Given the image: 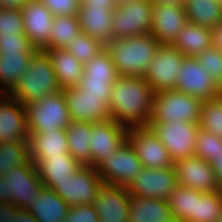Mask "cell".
Wrapping results in <instances>:
<instances>
[{
  "label": "cell",
  "mask_w": 222,
  "mask_h": 222,
  "mask_svg": "<svg viewBox=\"0 0 222 222\" xmlns=\"http://www.w3.org/2000/svg\"><path fill=\"white\" fill-rule=\"evenodd\" d=\"M154 94L143 77L119 76L108 105L111 119L128 129L149 126Z\"/></svg>",
  "instance_id": "obj_1"
},
{
  "label": "cell",
  "mask_w": 222,
  "mask_h": 222,
  "mask_svg": "<svg viewBox=\"0 0 222 222\" xmlns=\"http://www.w3.org/2000/svg\"><path fill=\"white\" fill-rule=\"evenodd\" d=\"M159 42L149 33L116 38L105 45L119 76L143 77Z\"/></svg>",
  "instance_id": "obj_2"
},
{
  "label": "cell",
  "mask_w": 222,
  "mask_h": 222,
  "mask_svg": "<svg viewBox=\"0 0 222 222\" xmlns=\"http://www.w3.org/2000/svg\"><path fill=\"white\" fill-rule=\"evenodd\" d=\"M59 90L50 55L46 50L40 49L33 54L28 70L18 79L8 95L27 105Z\"/></svg>",
  "instance_id": "obj_3"
},
{
  "label": "cell",
  "mask_w": 222,
  "mask_h": 222,
  "mask_svg": "<svg viewBox=\"0 0 222 222\" xmlns=\"http://www.w3.org/2000/svg\"><path fill=\"white\" fill-rule=\"evenodd\" d=\"M28 133L64 129L72 121L63 90L25 105Z\"/></svg>",
  "instance_id": "obj_4"
},
{
  "label": "cell",
  "mask_w": 222,
  "mask_h": 222,
  "mask_svg": "<svg viewBox=\"0 0 222 222\" xmlns=\"http://www.w3.org/2000/svg\"><path fill=\"white\" fill-rule=\"evenodd\" d=\"M42 182L46 188L56 192L70 207L92 204L103 185L96 167L83 165L64 181Z\"/></svg>",
  "instance_id": "obj_5"
},
{
  "label": "cell",
  "mask_w": 222,
  "mask_h": 222,
  "mask_svg": "<svg viewBox=\"0 0 222 222\" xmlns=\"http://www.w3.org/2000/svg\"><path fill=\"white\" fill-rule=\"evenodd\" d=\"M201 103L200 99L176 89L155 93L150 123L179 120L199 124Z\"/></svg>",
  "instance_id": "obj_6"
},
{
  "label": "cell",
  "mask_w": 222,
  "mask_h": 222,
  "mask_svg": "<svg viewBox=\"0 0 222 222\" xmlns=\"http://www.w3.org/2000/svg\"><path fill=\"white\" fill-rule=\"evenodd\" d=\"M153 4L149 0H130L113 9V39L149 34Z\"/></svg>",
  "instance_id": "obj_7"
},
{
  "label": "cell",
  "mask_w": 222,
  "mask_h": 222,
  "mask_svg": "<svg viewBox=\"0 0 222 222\" xmlns=\"http://www.w3.org/2000/svg\"><path fill=\"white\" fill-rule=\"evenodd\" d=\"M119 77L111 56L104 48L96 57L83 65V74L77 87L87 94L98 96L107 105L110 103L113 83Z\"/></svg>",
  "instance_id": "obj_8"
},
{
  "label": "cell",
  "mask_w": 222,
  "mask_h": 222,
  "mask_svg": "<svg viewBox=\"0 0 222 222\" xmlns=\"http://www.w3.org/2000/svg\"><path fill=\"white\" fill-rule=\"evenodd\" d=\"M142 168L143 164L128 140L96 166L104 184L122 187H127Z\"/></svg>",
  "instance_id": "obj_9"
},
{
  "label": "cell",
  "mask_w": 222,
  "mask_h": 222,
  "mask_svg": "<svg viewBox=\"0 0 222 222\" xmlns=\"http://www.w3.org/2000/svg\"><path fill=\"white\" fill-rule=\"evenodd\" d=\"M149 127L164 144L173 162L195 156V143L199 131L198 123L171 121L150 123Z\"/></svg>",
  "instance_id": "obj_10"
},
{
  "label": "cell",
  "mask_w": 222,
  "mask_h": 222,
  "mask_svg": "<svg viewBox=\"0 0 222 222\" xmlns=\"http://www.w3.org/2000/svg\"><path fill=\"white\" fill-rule=\"evenodd\" d=\"M185 56L172 45H160L143 76L155 93L176 89L177 72Z\"/></svg>",
  "instance_id": "obj_11"
},
{
  "label": "cell",
  "mask_w": 222,
  "mask_h": 222,
  "mask_svg": "<svg viewBox=\"0 0 222 222\" xmlns=\"http://www.w3.org/2000/svg\"><path fill=\"white\" fill-rule=\"evenodd\" d=\"M178 179L173 166L162 168H142L126 187L130 196L166 200L178 187Z\"/></svg>",
  "instance_id": "obj_12"
},
{
  "label": "cell",
  "mask_w": 222,
  "mask_h": 222,
  "mask_svg": "<svg viewBox=\"0 0 222 222\" xmlns=\"http://www.w3.org/2000/svg\"><path fill=\"white\" fill-rule=\"evenodd\" d=\"M176 90L205 101L222 94V90L195 57H185L177 72Z\"/></svg>",
  "instance_id": "obj_13"
},
{
  "label": "cell",
  "mask_w": 222,
  "mask_h": 222,
  "mask_svg": "<svg viewBox=\"0 0 222 222\" xmlns=\"http://www.w3.org/2000/svg\"><path fill=\"white\" fill-rule=\"evenodd\" d=\"M178 184L203 193L222 190L215 174L213 164L204 159L191 156L173 163Z\"/></svg>",
  "instance_id": "obj_14"
},
{
  "label": "cell",
  "mask_w": 222,
  "mask_h": 222,
  "mask_svg": "<svg viewBox=\"0 0 222 222\" xmlns=\"http://www.w3.org/2000/svg\"><path fill=\"white\" fill-rule=\"evenodd\" d=\"M127 140L144 168L173 166L167 149L149 126L128 129Z\"/></svg>",
  "instance_id": "obj_15"
},
{
  "label": "cell",
  "mask_w": 222,
  "mask_h": 222,
  "mask_svg": "<svg viewBox=\"0 0 222 222\" xmlns=\"http://www.w3.org/2000/svg\"><path fill=\"white\" fill-rule=\"evenodd\" d=\"M8 178L9 194L12 196L13 204L22 209L34 206V197H37L45 188L41 178L38 176L35 164L16 166L6 173Z\"/></svg>",
  "instance_id": "obj_16"
},
{
  "label": "cell",
  "mask_w": 222,
  "mask_h": 222,
  "mask_svg": "<svg viewBox=\"0 0 222 222\" xmlns=\"http://www.w3.org/2000/svg\"><path fill=\"white\" fill-rule=\"evenodd\" d=\"M128 128L112 119L91 123L90 152L91 164L96 167L105 156L111 155L127 140Z\"/></svg>",
  "instance_id": "obj_17"
},
{
  "label": "cell",
  "mask_w": 222,
  "mask_h": 222,
  "mask_svg": "<svg viewBox=\"0 0 222 222\" xmlns=\"http://www.w3.org/2000/svg\"><path fill=\"white\" fill-rule=\"evenodd\" d=\"M130 198L126 187L103 183L92 203L99 222H129Z\"/></svg>",
  "instance_id": "obj_18"
},
{
  "label": "cell",
  "mask_w": 222,
  "mask_h": 222,
  "mask_svg": "<svg viewBox=\"0 0 222 222\" xmlns=\"http://www.w3.org/2000/svg\"><path fill=\"white\" fill-rule=\"evenodd\" d=\"M24 34L30 44L40 50L48 49V42L54 15L39 0H29L21 9Z\"/></svg>",
  "instance_id": "obj_19"
},
{
  "label": "cell",
  "mask_w": 222,
  "mask_h": 222,
  "mask_svg": "<svg viewBox=\"0 0 222 222\" xmlns=\"http://www.w3.org/2000/svg\"><path fill=\"white\" fill-rule=\"evenodd\" d=\"M29 140L25 105L0 94V144Z\"/></svg>",
  "instance_id": "obj_20"
},
{
  "label": "cell",
  "mask_w": 222,
  "mask_h": 222,
  "mask_svg": "<svg viewBox=\"0 0 222 222\" xmlns=\"http://www.w3.org/2000/svg\"><path fill=\"white\" fill-rule=\"evenodd\" d=\"M187 22L184 7L169 4L153 5L150 34L160 45H172Z\"/></svg>",
  "instance_id": "obj_21"
},
{
  "label": "cell",
  "mask_w": 222,
  "mask_h": 222,
  "mask_svg": "<svg viewBox=\"0 0 222 222\" xmlns=\"http://www.w3.org/2000/svg\"><path fill=\"white\" fill-rule=\"evenodd\" d=\"M64 93L72 120L97 123L111 119L108 105L98 96L87 94L77 86L64 90Z\"/></svg>",
  "instance_id": "obj_22"
},
{
  "label": "cell",
  "mask_w": 222,
  "mask_h": 222,
  "mask_svg": "<svg viewBox=\"0 0 222 222\" xmlns=\"http://www.w3.org/2000/svg\"><path fill=\"white\" fill-rule=\"evenodd\" d=\"M77 16L82 33L99 40L104 46L113 40V10L110 7H87L81 4Z\"/></svg>",
  "instance_id": "obj_23"
},
{
  "label": "cell",
  "mask_w": 222,
  "mask_h": 222,
  "mask_svg": "<svg viewBox=\"0 0 222 222\" xmlns=\"http://www.w3.org/2000/svg\"><path fill=\"white\" fill-rule=\"evenodd\" d=\"M29 144L32 162L47 156H64L69 153L66 128L29 133Z\"/></svg>",
  "instance_id": "obj_24"
},
{
  "label": "cell",
  "mask_w": 222,
  "mask_h": 222,
  "mask_svg": "<svg viewBox=\"0 0 222 222\" xmlns=\"http://www.w3.org/2000/svg\"><path fill=\"white\" fill-rule=\"evenodd\" d=\"M45 50L50 55L52 68L56 74L60 90L75 88L82 77L83 64L65 48H48Z\"/></svg>",
  "instance_id": "obj_25"
},
{
  "label": "cell",
  "mask_w": 222,
  "mask_h": 222,
  "mask_svg": "<svg viewBox=\"0 0 222 222\" xmlns=\"http://www.w3.org/2000/svg\"><path fill=\"white\" fill-rule=\"evenodd\" d=\"M33 200L34 206L27 210L38 222H63L71 208L56 192L46 187Z\"/></svg>",
  "instance_id": "obj_26"
},
{
  "label": "cell",
  "mask_w": 222,
  "mask_h": 222,
  "mask_svg": "<svg viewBox=\"0 0 222 222\" xmlns=\"http://www.w3.org/2000/svg\"><path fill=\"white\" fill-rule=\"evenodd\" d=\"M173 219L166 200L131 196L129 222H164Z\"/></svg>",
  "instance_id": "obj_27"
},
{
  "label": "cell",
  "mask_w": 222,
  "mask_h": 222,
  "mask_svg": "<svg viewBox=\"0 0 222 222\" xmlns=\"http://www.w3.org/2000/svg\"><path fill=\"white\" fill-rule=\"evenodd\" d=\"M213 45L212 29L187 22L172 46L185 57H196L201 51Z\"/></svg>",
  "instance_id": "obj_28"
},
{
  "label": "cell",
  "mask_w": 222,
  "mask_h": 222,
  "mask_svg": "<svg viewBox=\"0 0 222 222\" xmlns=\"http://www.w3.org/2000/svg\"><path fill=\"white\" fill-rule=\"evenodd\" d=\"M33 163L42 181H64L81 166L69 153L35 159Z\"/></svg>",
  "instance_id": "obj_29"
},
{
  "label": "cell",
  "mask_w": 222,
  "mask_h": 222,
  "mask_svg": "<svg viewBox=\"0 0 222 222\" xmlns=\"http://www.w3.org/2000/svg\"><path fill=\"white\" fill-rule=\"evenodd\" d=\"M184 12L189 23L210 29L222 21V5L219 0H186Z\"/></svg>",
  "instance_id": "obj_30"
},
{
  "label": "cell",
  "mask_w": 222,
  "mask_h": 222,
  "mask_svg": "<svg viewBox=\"0 0 222 222\" xmlns=\"http://www.w3.org/2000/svg\"><path fill=\"white\" fill-rule=\"evenodd\" d=\"M69 154L81 165L91 164V123L72 120L66 128Z\"/></svg>",
  "instance_id": "obj_31"
},
{
  "label": "cell",
  "mask_w": 222,
  "mask_h": 222,
  "mask_svg": "<svg viewBox=\"0 0 222 222\" xmlns=\"http://www.w3.org/2000/svg\"><path fill=\"white\" fill-rule=\"evenodd\" d=\"M33 54H0V94H8L29 68Z\"/></svg>",
  "instance_id": "obj_32"
},
{
  "label": "cell",
  "mask_w": 222,
  "mask_h": 222,
  "mask_svg": "<svg viewBox=\"0 0 222 222\" xmlns=\"http://www.w3.org/2000/svg\"><path fill=\"white\" fill-rule=\"evenodd\" d=\"M203 194L201 191L178 185L167 199L173 218L180 222H194L195 197Z\"/></svg>",
  "instance_id": "obj_33"
},
{
  "label": "cell",
  "mask_w": 222,
  "mask_h": 222,
  "mask_svg": "<svg viewBox=\"0 0 222 222\" xmlns=\"http://www.w3.org/2000/svg\"><path fill=\"white\" fill-rule=\"evenodd\" d=\"M48 48L63 49L82 33L78 16H54Z\"/></svg>",
  "instance_id": "obj_34"
},
{
  "label": "cell",
  "mask_w": 222,
  "mask_h": 222,
  "mask_svg": "<svg viewBox=\"0 0 222 222\" xmlns=\"http://www.w3.org/2000/svg\"><path fill=\"white\" fill-rule=\"evenodd\" d=\"M31 162L29 140H19L0 144V176L9 169Z\"/></svg>",
  "instance_id": "obj_35"
},
{
  "label": "cell",
  "mask_w": 222,
  "mask_h": 222,
  "mask_svg": "<svg viewBox=\"0 0 222 222\" xmlns=\"http://www.w3.org/2000/svg\"><path fill=\"white\" fill-rule=\"evenodd\" d=\"M199 128L222 138V94L202 101Z\"/></svg>",
  "instance_id": "obj_36"
},
{
  "label": "cell",
  "mask_w": 222,
  "mask_h": 222,
  "mask_svg": "<svg viewBox=\"0 0 222 222\" xmlns=\"http://www.w3.org/2000/svg\"><path fill=\"white\" fill-rule=\"evenodd\" d=\"M222 213V190L195 197L194 222H217Z\"/></svg>",
  "instance_id": "obj_37"
},
{
  "label": "cell",
  "mask_w": 222,
  "mask_h": 222,
  "mask_svg": "<svg viewBox=\"0 0 222 222\" xmlns=\"http://www.w3.org/2000/svg\"><path fill=\"white\" fill-rule=\"evenodd\" d=\"M104 48L105 46L99 40L91 38L86 33H80L67 46L66 50L84 65L96 57Z\"/></svg>",
  "instance_id": "obj_38"
},
{
  "label": "cell",
  "mask_w": 222,
  "mask_h": 222,
  "mask_svg": "<svg viewBox=\"0 0 222 222\" xmlns=\"http://www.w3.org/2000/svg\"><path fill=\"white\" fill-rule=\"evenodd\" d=\"M194 153L195 156L213 164L222 155V138L215 136L211 132L199 129Z\"/></svg>",
  "instance_id": "obj_39"
},
{
  "label": "cell",
  "mask_w": 222,
  "mask_h": 222,
  "mask_svg": "<svg viewBox=\"0 0 222 222\" xmlns=\"http://www.w3.org/2000/svg\"><path fill=\"white\" fill-rule=\"evenodd\" d=\"M195 58L222 90V52L212 45L201 51Z\"/></svg>",
  "instance_id": "obj_40"
},
{
  "label": "cell",
  "mask_w": 222,
  "mask_h": 222,
  "mask_svg": "<svg viewBox=\"0 0 222 222\" xmlns=\"http://www.w3.org/2000/svg\"><path fill=\"white\" fill-rule=\"evenodd\" d=\"M24 34L22 11L0 8V35L15 36Z\"/></svg>",
  "instance_id": "obj_41"
},
{
  "label": "cell",
  "mask_w": 222,
  "mask_h": 222,
  "mask_svg": "<svg viewBox=\"0 0 222 222\" xmlns=\"http://www.w3.org/2000/svg\"><path fill=\"white\" fill-rule=\"evenodd\" d=\"M37 50L30 44L25 34H15V36L0 35V54H34Z\"/></svg>",
  "instance_id": "obj_42"
},
{
  "label": "cell",
  "mask_w": 222,
  "mask_h": 222,
  "mask_svg": "<svg viewBox=\"0 0 222 222\" xmlns=\"http://www.w3.org/2000/svg\"><path fill=\"white\" fill-rule=\"evenodd\" d=\"M54 16H75L81 7L82 0H39Z\"/></svg>",
  "instance_id": "obj_43"
},
{
  "label": "cell",
  "mask_w": 222,
  "mask_h": 222,
  "mask_svg": "<svg viewBox=\"0 0 222 222\" xmlns=\"http://www.w3.org/2000/svg\"><path fill=\"white\" fill-rule=\"evenodd\" d=\"M63 222H99V216L92 204L71 207Z\"/></svg>",
  "instance_id": "obj_44"
},
{
  "label": "cell",
  "mask_w": 222,
  "mask_h": 222,
  "mask_svg": "<svg viewBox=\"0 0 222 222\" xmlns=\"http://www.w3.org/2000/svg\"><path fill=\"white\" fill-rule=\"evenodd\" d=\"M18 209L13 203H0V222H9L11 215H15Z\"/></svg>",
  "instance_id": "obj_45"
},
{
  "label": "cell",
  "mask_w": 222,
  "mask_h": 222,
  "mask_svg": "<svg viewBox=\"0 0 222 222\" xmlns=\"http://www.w3.org/2000/svg\"><path fill=\"white\" fill-rule=\"evenodd\" d=\"M9 222H38L30 211L19 208L15 215H11Z\"/></svg>",
  "instance_id": "obj_46"
},
{
  "label": "cell",
  "mask_w": 222,
  "mask_h": 222,
  "mask_svg": "<svg viewBox=\"0 0 222 222\" xmlns=\"http://www.w3.org/2000/svg\"><path fill=\"white\" fill-rule=\"evenodd\" d=\"M8 178L0 176V203H13L12 196L8 193Z\"/></svg>",
  "instance_id": "obj_47"
},
{
  "label": "cell",
  "mask_w": 222,
  "mask_h": 222,
  "mask_svg": "<svg viewBox=\"0 0 222 222\" xmlns=\"http://www.w3.org/2000/svg\"><path fill=\"white\" fill-rule=\"evenodd\" d=\"M81 4L87 7H110L112 10L117 6L115 0H82Z\"/></svg>",
  "instance_id": "obj_48"
},
{
  "label": "cell",
  "mask_w": 222,
  "mask_h": 222,
  "mask_svg": "<svg viewBox=\"0 0 222 222\" xmlns=\"http://www.w3.org/2000/svg\"><path fill=\"white\" fill-rule=\"evenodd\" d=\"M29 0H0V8L21 10Z\"/></svg>",
  "instance_id": "obj_49"
},
{
  "label": "cell",
  "mask_w": 222,
  "mask_h": 222,
  "mask_svg": "<svg viewBox=\"0 0 222 222\" xmlns=\"http://www.w3.org/2000/svg\"><path fill=\"white\" fill-rule=\"evenodd\" d=\"M213 46H216L222 52V21L212 29Z\"/></svg>",
  "instance_id": "obj_50"
},
{
  "label": "cell",
  "mask_w": 222,
  "mask_h": 222,
  "mask_svg": "<svg viewBox=\"0 0 222 222\" xmlns=\"http://www.w3.org/2000/svg\"><path fill=\"white\" fill-rule=\"evenodd\" d=\"M153 5L159 4H169L175 5L179 7H184L186 4V0H149Z\"/></svg>",
  "instance_id": "obj_51"
},
{
  "label": "cell",
  "mask_w": 222,
  "mask_h": 222,
  "mask_svg": "<svg viewBox=\"0 0 222 222\" xmlns=\"http://www.w3.org/2000/svg\"><path fill=\"white\" fill-rule=\"evenodd\" d=\"M213 167L218 178V182L222 188V155L219 156V159L213 163Z\"/></svg>",
  "instance_id": "obj_52"
},
{
  "label": "cell",
  "mask_w": 222,
  "mask_h": 222,
  "mask_svg": "<svg viewBox=\"0 0 222 222\" xmlns=\"http://www.w3.org/2000/svg\"><path fill=\"white\" fill-rule=\"evenodd\" d=\"M117 5L121 4V3H124V2H128L130 0H115Z\"/></svg>",
  "instance_id": "obj_53"
},
{
  "label": "cell",
  "mask_w": 222,
  "mask_h": 222,
  "mask_svg": "<svg viewBox=\"0 0 222 222\" xmlns=\"http://www.w3.org/2000/svg\"><path fill=\"white\" fill-rule=\"evenodd\" d=\"M164 222H180V221H178L177 219L173 218V219H171L169 221H164Z\"/></svg>",
  "instance_id": "obj_54"
},
{
  "label": "cell",
  "mask_w": 222,
  "mask_h": 222,
  "mask_svg": "<svg viewBox=\"0 0 222 222\" xmlns=\"http://www.w3.org/2000/svg\"><path fill=\"white\" fill-rule=\"evenodd\" d=\"M217 222H222V213H221V215L219 216Z\"/></svg>",
  "instance_id": "obj_55"
}]
</instances>
